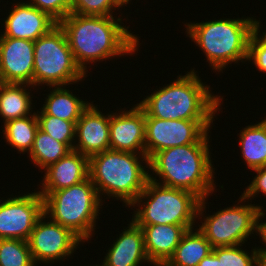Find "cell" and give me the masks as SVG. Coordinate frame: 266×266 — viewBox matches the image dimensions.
<instances>
[{
  "mask_svg": "<svg viewBox=\"0 0 266 266\" xmlns=\"http://www.w3.org/2000/svg\"><path fill=\"white\" fill-rule=\"evenodd\" d=\"M119 15L92 16L68 14L58 24L64 30L76 63L87 74V65L133 55L139 49V38L129 31ZM123 24V25H122Z\"/></svg>",
  "mask_w": 266,
  "mask_h": 266,
  "instance_id": "6da1fadb",
  "label": "cell"
},
{
  "mask_svg": "<svg viewBox=\"0 0 266 266\" xmlns=\"http://www.w3.org/2000/svg\"><path fill=\"white\" fill-rule=\"evenodd\" d=\"M198 72L191 68L178 75L173 82L154 90L137 103L145 117L163 120H215L221 112L223 96L214 95L211 86L202 82ZM213 94V95H212Z\"/></svg>",
  "mask_w": 266,
  "mask_h": 266,
  "instance_id": "7a4b0ae2",
  "label": "cell"
},
{
  "mask_svg": "<svg viewBox=\"0 0 266 266\" xmlns=\"http://www.w3.org/2000/svg\"><path fill=\"white\" fill-rule=\"evenodd\" d=\"M210 149L209 143H193L158 151L148 159L151 170L148 171L156 174L149 173V179L163 186L190 191L201 200L212 196L217 189Z\"/></svg>",
  "mask_w": 266,
  "mask_h": 266,
  "instance_id": "3957f363",
  "label": "cell"
},
{
  "mask_svg": "<svg viewBox=\"0 0 266 266\" xmlns=\"http://www.w3.org/2000/svg\"><path fill=\"white\" fill-rule=\"evenodd\" d=\"M184 25L186 36L204 53L212 71L223 73L233 62L247 64L248 44L256 29V18H221Z\"/></svg>",
  "mask_w": 266,
  "mask_h": 266,
  "instance_id": "277c9868",
  "label": "cell"
},
{
  "mask_svg": "<svg viewBox=\"0 0 266 266\" xmlns=\"http://www.w3.org/2000/svg\"><path fill=\"white\" fill-rule=\"evenodd\" d=\"M148 167L144 154L108 149L89 157L88 172L102 202L107 195L129 208L145 188Z\"/></svg>",
  "mask_w": 266,
  "mask_h": 266,
  "instance_id": "5b68a950",
  "label": "cell"
},
{
  "mask_svg": "<svg viewBox=\"0 0 266 266\" xmlns=\"http://www.w3.org/2000/svg\"><path fill=\"white\" fill-rule=\"evenodd\" d=\"M38 192L43 197V213L52 221L69 228L84 243L94 237L104 203L89 177L58 191Z\"/></svg>",
  "mask_w": 266,
  "mask_h": 266,
  "instance_id": "8992f818",
  "label": "cell"
},
{
  "mask_svg": "<svg viewBox=\"0 0 266 266\" xmlns=\"http://www.w3.org/2000/svg\"><path fill=\"white\" fill-rule=\"evenodd\" d=\"M200 201L190 191L148 179L144 190L129 207L134 208L132 221L136 225H195Z\"/></svg>",
  "mask_w": 266,
  "mask_h": 266,
  "instance_id": "52a82bcc",
  "label": "cell"
},
{
  "mask_svg": "<svg viewBox=\"0 0 266 266\" xmlns=\"http://www.w3.org/2000/svg\"><path fill=\"white\" fill-rule=\"evenodd\" d=\"M88 76L76 63L59 24L34 41L33 86H68Z\"/></svg>",
  "mask_w": 266,
  "mask_h": 266,
  "instance_id": "ba28073f",
  "label": "cell"
},
{
  "mask_svg": "<svg viewBox=\"0 0 266 266\" xmlns=\"http://www.w3.org/2000/svg\"><path fill=\"white\" fill-rule=\"evenodd\" d=\"M207 198L202 199L198 207L197 219H203L199 222L202 223L201 226L198 224V230L212 247L236 246L244 243L246 245L247 240H250L249 237L256 233V220L264 207L249 203V200L241 195L237 204L226 206L212 215L205 216Z\"/></svg>",
  "mask_w": 266,
  "mask_h": 266,
  "instance_id": "9c48e42d",
  "label": "cell"
},
{
  "mask_svg": "<svg viewBox=\"0 0 266 266\" xmlns=\"http://www.w3.org/2000/svg\"><path fill=\"white\" fill-rule=\"evenodd\" d=\"M215 120H163L145 117V152L154 153L175 146L210 143L209 132Z\"/></svg>",
  "mask_w": 266,
  "mask_h": 266,
  "instance_id": "30bf717a",
  "label": "cell"
},
{
  "mask_svg": "<svg viewBox=\"0 0 266 266\" xmlns=\"http://www.w3.org/2000/svg\"><path fill=\"white\" fill-rule=\"evenodd\" d=\"M27 242L36 265L64 261L84 244L69 228L52 221L44 213L37 219Z\"/></svg>",
  "mask_w": 266,
  "mask_h": 266,
  "instance_id": "8fae6325",
  "label": "cell"
},
{
  "mask_svg": "<svg viewBox=\"0 0 266 266\" xmlns=\"http://www.w3.org/2000/svg\"><path fill=\"white\" fill-rule=\"evenodd\" d=\"M4 199V200H3ZM43 214V197L38 191L0 199V239L28 240Z\"/></svg>",
  "mask_w": 266,
  "mask_h": 266,
  "instance_id": "7c38bea8",
  "label": "cell"
},
{
  "mask_svg": "<svg viewBox=\"0 0 266 266\" xmlns=\"http://www.w3.org/2000/svg\"><path fill=\"white\" fill-rule=\"evenodd\" d=\"M109 113L110 149L146 155L144 110L135 104L129 110Z\"/></svg>",
  "mask_w": 266,
  "mask_h": 266,
  "instance_id": "4fadbf2b",
  "label": "cell"
},
{
  "mask_svg": "<svg viewBox=\"0 0 266 266\" xmlns=\"http://www.w3.org/2000/svg\"><path fill=\"white\" fill-rule=\"evenodd\" d=\"M34 41L0 37V75L6 83L33 86Z\"/></svg>",
  "mask_w": 266,
  "mask_h": 266,
  "instance_id": "5bb4252c",
  "label": "cell"
},
{
  "mask_svg": "<svg viewBox=\"0 0 266 266\" xmlns=\"http://www.w3.org/2000/svg\"><path fill=\"white\" fill-rule=\"evenodd\" d=\"M93 102L76 122L73 147L88 158L110 149V114L102 113Z\"/></svg>",
  "mask_w": 266,
  "mask_h": 266,
  "instance_id": "9a60e30c",
  "label": "cell"
},
{
  "mask_svg": "<svg viewBox=\"0 0 266 266\" xmlns=\"http://www.w3.org/2000/svg\"><path fill=\"white\" fill-rule=\"evenodd\" d=\"M12 5L9 15L3 20L4 24H1L4 25V31L0 37L36 41L58 24L47 13L25 0Z\"/></svg>",
  "mask_w": 266,
  "mask_h": 266,
  "instance_id": "2e32d148",
  "label": "cell"
},
{
  "mask_svg": "<svg viewBox=\"0 0 266 266\" xmlns=\"http://www.w3.org/2000/svg\"><path fill=\"white\" fill-rule=\"evenodd\" d=\"M127 225L116 240H113L100 266H141L143 263L151 265L145 250L142 228L132 220Z\"/></svg>",
  "mask_w": 266,
  "mask_h": 266,
  "instance_id": "e0dca14e",
  "label": "cell"
},
{
  "mask_svg": "<svg viewBox=\"0 0 266 266\" xmlns=\"http://www.w3.org/2000/svg\"><path fill=\"white\" fill-rule=\"evenodd\" d=\"M89 158L71 150L45 168L40 191H58L79 184L89 177Z\"/></svg>",
  "mask_w": 266,
  "mask_h": 266,
  "instance_id": "ac0fdd59",
  "label": "cell"
},
{
  "mask_svg": "<svg viewBox=\"0 0 266 266\" xmlns=\"http://www.w3.org/2000/svg\"><path fill=\"white\" fill-rule=\"evenodd\" d=\"M144 234L145 250L151 265L163 266L173 255L183 235L195 225H137Z\"/></svg>",
  "mask_w": 266,
  "mask_h": 266,
  "instance_id": "d6986e66",
  "label": "cell"
},
{
  "mask_svg": "<svg viewBox=\"0 0 266 266\" xmlns=\"http://www.w3.org/2000/svg\"><path fill=\"white\" fill-rule=\"evenodd\" d=\"M66 87L49 86L52 89L46 95L41 111H35L36 115H52L76 123L91 103L80 99Z\"/></svg>",
  "mask_w": 266,
  "mask_h": 266,
  "instance_id": "ffe728a7",
  "label": "cell"
},
{
  "mask_svg": "<svg viewBox=\"0 0 266 266\" xmlns=\"http://www.w3.org/2000/svg\"><path fill=\"white\" fill-rule=\"evenodd\" d=\"M34 86L25 83H6L0 93V116L3 124L6 122L23 118L32 113L33 94L30 91ZM30 88V90H29ZM28 90V91H27Z\"/></svg>",
  "mask_w": 266,
  "mask_h": 266,
  "instance_id": "44dd1931",
  "label": "cell"
},
{
  "mask_svg": "<svg viewBox=\"0 0 266 266\" xmlns=\"http://www.w3.org/2000/svg\"><path fill=\"white\" fill-rule=\"evenodd\" d=\"M262 121L240 130L239 146L241 158L248 170L266 166V117Z\"/></svg>",
  "mask_w": 266,
  "mask_h": 266,
  "instance_id": "7402d4cb",
  "label": "cell"
},
{
  "mask_svg": "<svg viewBox=\"0 0 266 266\" xmlns=\"http://www.w3.org/2000/svg\"><path fill=\"white\" fill-rule=\"evenodd\" d=\"M213 250L206 237L195 227L187 230L173 255L163 266H198Z\"/></svg>",
  "mask_w": 266,
  "mask_h": 266,
  "instance_id": "603a6c76",
  "label": "cell"
},
{
  "mask_svg": "<svg viewBox=\"0 0 266 266\" xmlns=\"http://www.w3.org/2000/svg\"><path fill=\"white\" fill-rule=\"evenodd\" d=\"M3 138L5 142L15 148L19 154L30 153L35 135L39 129L36 112L34 114L13 119L3 125Z\"/></svg>",
  "mask_w": 266,
  "mask_h": 266,
  "instance_id": "cb8c5ba5",
  "label": "cell"
},
{
  "mask_svg": "<svg viewBox=\"0 0 266 266\" xmlns=\"http://www.w3.org/2000/svg\"><path fill=\"white\" fill-rule=\"evenodd\" d=\"M69 151L71 149L65 143L58 142L49 134L38 129L28 155L39 170H44L64 157Z\"/></svg>",
  "mask_w": 266,
  "mask_h": 266,
  "instance_id": "d4e9b609",
  "label": "cell"
},
{
  "mask_svg": "<svg viewBox=\"0 0 266 266\" xmlns=\"http://www.w3.org/2000/svg\"><path fill=\"white\" fill-rule=\"evenodd\" d=\"M0 266H38L34 263L28 242L0 239Z\"/></svg>",
  "mask_w": 266,
  "mask_h": 266,
  "instance_id": "484cf974",
  "label": "cell"
},
{
  "mask_svg": "<svg viewBox=\"0 0 266 266\" xmlns=\"http://www.w3.org/2000/svg\"><path fill=\"white\" fill-rule=\"evenodd\" d=\"M39 129L55 140L65 143L71 150L74 147L76 123L52 115H36Z\"/></svg>",
  "mask_w": 266,
  "mask_h": 266,
  "instance_id": "4316f807",
  "label": "cell"
},
{
  "mask_svg": "<svg viewBox=\"0 0 266 266\" xmlns=\"http://www.w3.org/2000/svg\"><path fill=\"white\" fill-rule=\"evenodd\" d=\"M123 8L116 0H72L71 13L92 16H114L116 9Z\"/></svg>",
  "mask_w": 266,
  "mask_h": 266,
  "instance_id": "83f0119b",
  "label": "cell"
},
{
  "mask_svg": "<svg viewBox=\"0 0 266 266\" xmlns=\"http://www.w3.org/2000/svg\"><path fill=\"white\" fill-rule=\"evenodd\" d=\"M243 244L222 247V266H258L259 253L254 247L250 253Z\"/></svg>",
  "mask_w": 266,
  "mask_h": 266,
  "instance_id": "f1b7e54d",
  "label": "cell"
},
{
  "mask_svg": "<svg viewBox=\"0 0 266 266\" xmlns=\"http://www.w3.org/2000/svg\"><path fill=\"white\" fill-rule=\"evenodd\" d=\"M248 63L252 61L259 72L266 73V39L255 29L248 44Z\"/></svg>",
  "mask_w": 266,
  "mask_h": 266,
  "instance_id": "f546056e",
  "label": "cell"
},
{
  "mask_svg": "<svg viewBox=\"0 0 266 266\" xmlns=\"http://www.w3.org/2000/svg\"><path fill=\"white\" fill-rule=\"evenodd\" d=\"M27 2L47 13L57 23L71 13L72 0H27Z\"/></svg>",
  "mask_w": 266,
  "mask_h": 266,
  "instance_id": "4dcf8cb0",
  "label": "cell"
},
{
  "mask_svg": "<svg viewBox=\"0 0 266 266\" xmlns=\"http://www.w3.org/2000/svg\"><path fill=\"white\" fill-rule=\"evenodd\" d=\"M256 173V175L253 177V180L247 187H245V190L241 194L245 198H247L249 201L251 199H254L257 195L261 194L266 196V166L256 168L251 170Z\"/></svg>",
  "mask_w": 266,
  "mask_h": 266,
  "instance_id": "1f68e13d",
  "label": "cell"
},
{
  "mask_svg": "<svg viewBox=\"0 0 266 266\" xmlns=\"http://www.w3.org/2000/svg\"><path fill=\"white\" fill-rule=\"evenodd\" d=\"M266 210L264 209H261L259 214H258V217H257V220H256V236H259V238L261 237L260 241H262V244H264V247H256V250L258 251L259 253V256H264L266 255V221L262 222V218H266ZM261 221V223H260ZM258 234V235H257Z\"/></svg>",
  "mask_w": 266,
  "mask_h": 266,
  "instance_id": "d6a6232c",
  "label": "cell"
},
{
  "mask_svg": "<svg viewBox=\"0 0 266 266\" xmlns=\"http://www.w3.org/2000/svg\"><path fill=\"white\" fill-rule=\"evenodd\" d=\"M198 266H222V247L213 248L212 252L199 262Z\"/></svg>",
  "mask_w": 266,
  "mask_h": 266,
  "instance_id": "836d02e7",
  "label": "cell"
},
{
  "mask_svg": "<svg viewBox=\"0 0 266 266\" xmlns=\"http://www.w3.org/2000/svg\"><path fill=\"white\" fill-rule=\"evenodd\" d=\"M262 28L261 21L256 19V29L260 32V34L266 39V30H264L262 33L260 29Z\"/></svg>",
  "mask_w": 266,
  "mask_h": 266,
  "instance_id": "e575fe53",
  "label": "cell"
},
{
  "mask_svg": "<svg viewBox=\"0 0 266 266\" xmlns=\"http://www.w3.org/2000/svg\"><path fill=\"white\" fill-rule=\"evenodd\" d=\"M258 266H266V255L259 256Z\"/></svg>",
  "mask_w": 266,
  "mask_h": 266,
  "instance_id": "d590c367",
  "label": "cell"
},
{
  "mask_svg": "<svg viewBox=\"0 0 266 266\" xmlns=\"http://www.w3.org/2000/svg\"><path fill=\"white\" fill-rule=\"evenodd\" d=\"M122 7L126 6L127 7V4L130 3L131 0H116Z\"/></svg>",
  "mask_w": 266,
  "mask_h": 266,
  "instance_id": "8d00e7d4",
  "label": "cell"
},
{
  "mask_svg": "<svg viewBox=\"0 0 266 266\" xmlns=\"http://www.w3.org/2000/svg\"><path fill=\"white\" fill-rule=\"evenodd\" d=\"M5 84H6V82L2 79V77L0 75V93H1V90L4 87Z\"/></svg>",
  "mask_w": 266,
  "mask_h": 266,
  "instance_id": "74e56055",
  "label": "cell"
}]
</instances>
